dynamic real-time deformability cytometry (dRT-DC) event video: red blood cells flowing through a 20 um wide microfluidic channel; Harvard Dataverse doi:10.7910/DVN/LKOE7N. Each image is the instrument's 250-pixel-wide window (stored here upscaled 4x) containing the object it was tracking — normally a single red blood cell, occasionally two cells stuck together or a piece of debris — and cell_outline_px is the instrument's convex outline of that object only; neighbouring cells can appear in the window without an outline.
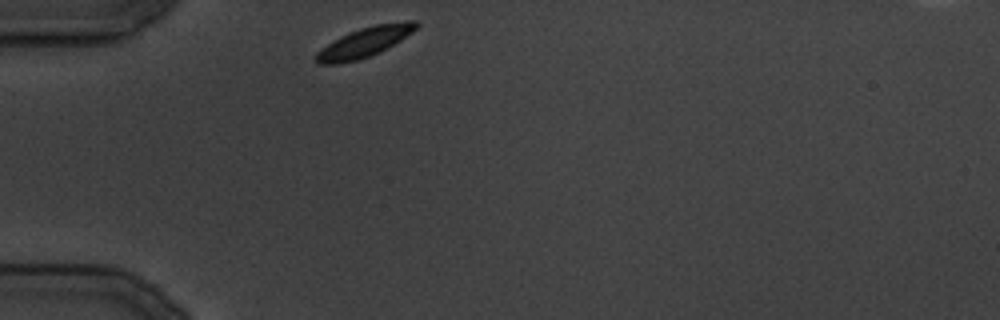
{"species": "common noctule bat (a hibernating species)", "species_latin": "Nyctalus noctula", "temperature_condition": "cold", "stored_images_in_passage": 6, "camera_frame_rate_fps": 3000, "um_per_image_px": 0.085, "animal": {"sex": "male", "body_mass_g": 19.5, "forearm_length_mm": 54.6}, "frame": {"image": 1, "passage_image": 1, "time_ms": 0.0, "image_size_px": [1000, 320], "cell_outline_px": [[420, 24], [412, 32], [400, 40], [380, 52], [356, 60], [336, 64], [316, 64], [316, 52], [340, 36], [360, 28], [376, 24], [408, 20], [416, 20]], "centroid_in_image_um": [31.0, 3.57], "position_along_channel_um": 54.0, "area_um2": 17.17}}
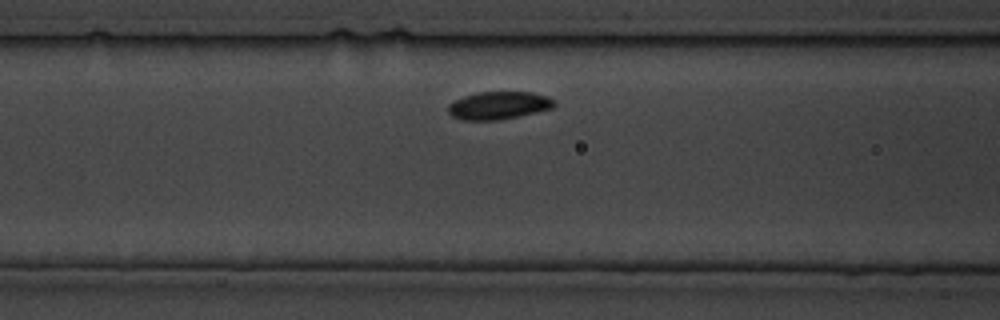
{"frame": {"image": 2, "passage_image": 5, "time_ms": 5.667, "image_size_px": [1000, 320], "cell_outline_px": [[556, 104], [552, 108], [536, 112], [500, 120], [460, 120], [452, 116], [448, 112], [448, 104], [452, 100], [464, 96], [480, 92], [532, 92], [548, 96], [556, 100]], "centroid_in_image_um": [42.38, 8.96], "position_along_channel_um": 124.2, "area_um2": 17.34}}